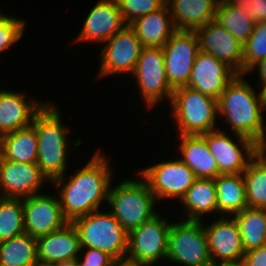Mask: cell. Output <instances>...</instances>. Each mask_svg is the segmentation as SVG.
<instances>
[{
    "mask_svg": "<svg viewBox=\"0 0 266 266\" xmlns=\"http://www.w3.org/2000/svg\"><path fill=\"white\" fill-rule=\"evenodd\" d=\"M126 24L162 8L166 0H116Z\"/></svg>",
    "mask_w": 266,
    "mask_h": 266,
    "instance_id": "cell-35",
    "label": "cell"
},
{
    "mask_svg": "<svg viewBox=\"0 0 266 266\" xmlns=\"http://www.w3.org/2000/svg\"><path fill=\"white\" fill-rule=\"evenodd\" d=\"M259 88H260L261 100L263 102V107L266 112V84L262 85Z\"/></svg>",
    "mask_w": 266,
    "mask_h": 266,
    "instance_id": "cell-42",
    "label": "cell"
},
{
    "mask_svg": "<svg viewBox=\"0 0 266 266\" xmlns=\"http://www.w3.org/2000/svg\"><path fill=\"white\" fill-rule=\"evenodd\" d=\"M171 117L177 135H203L217 127V100L188 86L174 89L170 100Z\"/></svg>",
    "mask_w": 266,
    "mask_h": 266,
    "instance_id": "cell-5",
    "label": "cell"
},
{
    "mask_svg": "<svg viewBox=\"0 0 266 266\" xmlns=\"http://www.w3.org/2000/svg\"><path fill=\"white\" fill-rule=\"evenodd\" d=\"M155 215L128 232L126 261L135 266H154L160 260H166L168 237L172 222Z\"/></svg>",
    "mask_w": 266,
    "mask_h": 266,
    "instance_id": "cell-8",
    "label": "cell"
},
{
    "mask_svg": "<svg viewBox=\"0 0 266 266\" xmlns=\"http://www.w3.org/2000/svg\"><path fill=\"white\" fill-rule=\"evenodd\" d=\"M96 210L74 219L81 247L104 251L116 261L126 259L128 232L110 211Z\"/></svg>",
    "mask_w": 266,
    "mask_h": 266,
    "instance_id": "cell-6",
    "label": "cell"
},
{
    "mask_svg": "<svg viewBox=\"0 0 266 266\" xmlns=\"http://www.w3.org/2000/svg\"><path fill=\"white\" fill-rule=\"evenodd\" d=\"M126 25L116 0H99L84 20L74 43L104 44Z\"/></svg>",
    "mask_w": 266,
    "mask_h": 266,
    "instance_id": "cell-18",
    "label": "cell"
},
{
    "mask_svg": "<svg viewBox=\"0 0 266 266\" xmlns=\"http://www.w3.org/2000/svg\"><path fill=\"white\" fill-rule=\"evenodd\" d=\"M235 7L245 10L255 23L266 22V0H229Z\"/></svg>",
    "mask_w": 266,
    "mask_h": 266,
    "instance_id": "cell-37",
    "label": "cell"
},
{
    "mask_svg": "<svg viewBox=\"0 0 266 266\" xmlns=\"http://www.w3.org/2000/svg\"><path fill=\"white\" fill-rule=\"evenodd\" d=\"M36 241L38 262L75 260L80 254L79 235L71 222L48 235L37 238Z\"/></svg>",
    "mask_w": 266,
    "mask_h": 266,
    "instance_id": "cell-21",
    "label": "cell"
},
{
    "mask_svg": "<svg viewBox=\"0 0 266 266\" xmlns=\"http://www.w3.org/2000/svg\"><path fill=\"white\" fill-rule=\"evenodd\" d=\"M214 266H246L243 260L241 261H236V262H225V263H220Z\"/></svg>",
    "mask_w": 266,
    "mask_h": 266,
    "instance_id": "cell-43",
    "label": "cell"
},
{
    "mask_svg": "<svg viewBox=\"0 0 266 266\" xmlns=\"http://www.w3.org/2000/svg\"><path fill=\"white\" fill-rule=\"evenodd\" d=\"M184 207L181 219L203 221L202 216L212 213L217 216V192L214 179L196 178L180 202Z\"/></svg>",
    "mask_w": 266,
    "mask_h": 266,
    "instance_id": "cell-25",
    "label": "cell"
},
{
    "mask_svg": "<svg viewBox=\"0 0 266 266\" xmlns=\"http://www.w3.org/2000/svg\"><path fill=\"white\" fill-rule=\"evenodd\" d=\"M257 152H266V127L260 140L256 143Z\"/></svg>",
    "mask_w": 266,
    "mask_h": 266,
    "instance_id": "cell-40",
    "label": "cell"
},
{
    "mask_svg": "<svg viewBox=\"0 0 266 266\" xmlns=\"http://www.w3.org/2000/svg\"><path fill=\"white\" fill-rule=\"evenodd\" d=\"M230 134H233L232 138ZM230 134L227 130L219 128L201 135L217 161L218 175L243 173L257 154L256 143L252 139L234 133Z\"/></svg>",
    "mask_w": 266,
    "mask_h": 266,
    "instance_id": "cell-10",
    "label": "cell"
},
{
    "mask_svg": "<svg viewBox=\"0 0 266 266\" xmlns=\"http://www.w3.org/2000/svg\"><path fill=\"white\" fill-rule=\"evenodd\" d=\"M39 193L23 199L24 229L33 238L48 235L62 228L68 221L64 218L59 198Z\"/></svg>",
    "mask_w": 266,
    "mask_h": 266,
    "instance_id": "cell-14",
    "label": "cell"
},
{
    "mask_svg": "<svg viewBox=\"0 0 266 266\" xmlns=\"http://www.w3.org/2000/svg\"><path fill=\"white\" fill-rule=\"evenodd\" d=\"M266 57V22L255 23L251 36L243 44V74Z\"/></svg>",
    "mask_w": 266,
    "mask_h": 266,
    "instance_id": "cell-33",
    "label": "cell"
},
{
    "mask_svg": "<svg viewBox=\"0 0 266 266\" xmlns=\"http://www.w3.org/2000/svg\"><path fill=\"white\" fill-rule=\"evenodd\" d=\"M219 0H166L173 24L179 31H196L215 20Z\"/></svg>",
    "mask_w": 266,
    "mask_h": 266,
    "instance_id": "cell-22",
    "label": "cell"
},
{
    "mask_svg": "<svg viewBox=\"0 0 266 266\" xmlns=\"http://www.w3.org/2000/svg\"><path fill=\"white\" fill-rule=\"evenodd\" d=\"M143 47H163L177 31L167 4L129 24Z\"/></svg>",
    "mask_w": 266,
    "mask_h": 266,
    "instance_id": "cell-24",
    "label": "cell"
},
{
    "mask_svg": "<svg viewBox=\"0 0 266 266\" xmlns=\"http://www.w3.org/2000/svg\"><path fill=\"white\" fill-rule=\"evenodd\" d=\"M115 261L108 253L91 247H81L77 258L79 266H111Z\"/></svg>",
    "mask_w": 266,
    "mask_h": 266,
    "instance_id": "cell-36",
    "label": "cell"
},
{
    "mask_svg": "<svg viewBox=\"0 0 266 266\" xmlns=\"http://www.w3.org/2000/svg\"><path fill=\"white\" fill-rule=\"evenodd\" d=\"M233 217L238 224L245 253L266 245V208L246 207Z\"/></svg>",
    "mask_w": 266,
    "mask_h": 266,
    "instance_id": "cell-28",
    "label": "cell"
},
{
    "mask_svg": "<svg viewBox=\"0 0 266 266\" xmlns=\"http://www.w3.org/2000/svg\"><path fill=\"white\" fill-rule=\"evenodd\" d=\"M36 266H56L55 263H42V262H38V264Z\"/></svg>",
    "mask_w": 266,
    "mask_h": 266,
    "instance_id": "cell-45",
    "label": "cell"
},
{
    "mask_svg": "<svg viewBox=\"0 0 266 266\" xmlns=\"http://www.w3.org/2000/svg\"><path fill=\"white\" fill-rule=\"evenodd\" d=\"M257 154L261 157L266 159V152H257Z\"/></svg>",
    "mask_w": 266,
    "mask_h": 266,
    "instance_id": "cell-46",
    "label": "cell"
},
{
    "mask_svg": "<svg viewBox=\"0 0 266 266\" xmlns=\"http://www.w3.org/2000/svg\"><path fill=\"white\" fill-rule=\"evenodd\" d=\"M237 74L217 99L218 116L227 122L232 133L245 136L257 143L265 129V110L260 91ZM258 92V93H257Z\"/></svg>",
    "mask_w": 266,
    "mask_h": 266,
    "instance_id": "cell-2",
    "label": "cell"
},
{
    "mask_svg": "<svg viewBox=\"0 0 266 266\" xmlns=\"http://www.w3.org/2000/svg\"><path fill=\"white\" fill-rule=\"evenodd\" d=\"M166 76L174 90L187 86L199 52V41L195 31L177 30L163 46Z\"/></svg>",
    "mask_w": 266,
    "mask_h": 266,
    "instance_id": "cell-13",
    "label": "cell"
},
{
    "mask_svg": "<svg viewBox=\"0 0 266 266\" xmlns=\"http://www.w3.org/2000/svg\"><path fill=\"white\" fill-rule=\"evenodd\" d=\"M214 182L217 192V216H233L248 207L242 173L218 175Z\"/></svg>",
    "mask_w": 266,
    "mask_h": 266,
    "instance_id": "cell-26",
    "label": "cell"
},
{
    "mask_svg": "<svg viewBox=\"0 0 266 266\" xmlns=\"http://www.w3.org/2000/svg\"><path fill=\"white\" fill-rule=\"evenodd\" d=\"M37 241L23 232L0 242V266H36Z\"/></svg>",
    "mask_w": 266,
    "mask_h": 266,
    "instance_id": "cell-29",
    "label": "cell"
},
{
    "mask_svg": "<svg viewBox=\"0 0 266 266\" xmlns=\"http://www.w3.org/2000/svg\"><path fill=\"white\" fill-rule=\"evenodd\" d=\"M167 261L183 266H213L202 221L181 219L171 224Z\"/></svg>",
    "mask_w": 266,
    "mask_h": 266,
    "instance_id": "cell-7",
    "label": "cell"
},
{
    "mask_svg": "<svg viewBox=\"0 0 266 266\" xmlns=\"http://www.w3.org/2000/svg\"><path fill=\"white\" fill-rule=\"evenodd\" d=\"M14 15L4 14L0 9V53L8 51L24 35L26 21Z\"/></svg>",
    "mask_w": 266,
    "mask_h": 266,
    "instance_id": "cell-34",
    "label": "cell"
},
{
    "mask_svg": "<svg viewBox=\"0 0 266 266\" xmlns=\"http://www.w3.org/2000/svg\"><path fill=\"white\" fill-rule=\"evenodd\" d=\"M3 159L20 163H37V134L32 126L0 136Z\"/></svg>",
    "mask_w": 266,
    "mask_h": 266,
    "instance_id": "cell-27",
    "label": "cell"
},
{
    "mask_svg": "<svg viewBox=\"0 0 266 266\" xmlns=\"http://www.w3.org/2000/svg\"><path fill=\"white\" fill-rule=\"evenodd\" d=\"M242 260L246 266H266V245L246 252Z\"/></svg>",
    "mask_w": 266,
    "mask_h": 266,
    "instance_id": "cell-38",
    "label": "cell"
},
{
    "mask_svg": "<svg viewBox=\"0 0 266 266\" xmlns=\"http://www.w3.org/2000/svg\"><path fill=\"white\" fill-rule=\"evenodd\" d=\"M199 51L208 53L243 74V45L217 21L212 20L195 31Z\"/></svg>",
    "mask_w": 266,
    "mask_h": 266,
    "instance_id": "cell-17",
    "label": "cell"
},
{
    "mask_svg": "<svg viewBox=\"0 0 266 266\" xmlns=\"http://www.w3.org/2000/svg\"><path fill=\"white\" fill-rule=\"evenodd\" d=\"M180 139L179 159L194 173L196 178L215 179L218 164L201 135H176Z\"/></svg>",
    "mask_w": 266,
    "mask_h": 266,
    "instance_id": "cell-23",
    "label": "cell"
},
{
    "mask_svg": "<svg viewBox=\"0 0 266 266\" xmlns=\"http://www.w3.org/2000/svg\"><path fill=\"white\" fill-rule=\"evenodd\" d=\"M2 159H3V155H2V150L0 148V165H1Z\"/></svg>",
    "mask_w": 266,
    "mask_h": 266,
    "instance_id": "cell-47",
    "label": "cell"
},
{
    "mask_svg": "<svg viewBox=\"0 0 266 266\" xmlns=\"http://www.w3.org/2000/svg\"><path fill=\"white\" fill-rule=\"evenodd\" d=\"M56 266H79L77 259L55 262Z\"/></svg>",
    "mask_w": 266,
    "mask_h": 266,
    "instance_id": "cell-41",
    "label": "cell"
},
{
    "mask_svg": "<svg viewBox=\"0 0 266 266\" xmlns=\"http://www.w3.org/2000/svg\"><path fill=\"white\" fill-rule=\"evenodd\" d=\"M45 183L49 185L51 182L37 164L2 159L0 165V197L28 198L42 193L40 189Z\"/></svg>",
    "mask_w": 266,
    "mask_h": 266,
    "instance_id": "cell-15",
    "label": "cell"
},
{
    "mask_svg": "<svg viewBox=\"0 0 266 266\" xmlns=\"http://www.w3.org/2000/svg\"><path fill=\"white\" fill-rule=\"evenodd\" d=\"M103 46L96 78H106L120 73L132 75L143 48L134 29L126 24Z\"/></svg>",
    "mask_w": 266,
    "mask_h": 266,
    "instance_id": "cell-12",
    "label": "cell"
},
{
    "mask_svg": "<svg viewBox=\"0 0 266 266\" xmlns=\"http://www.w3.org/2000/svg\"><path fill=\"white\" fill-rule=\"evenodd\" d=\"M111 266H135V265L130 263L129 261L122 260V261H115Z\"/></svg>",
    "mask_w": 266,
    "mask_h": 266,
    "instance_id": "cell-44",
    "label": "cell"
},
{
    "mask_svg": "<svg viewBox=\"0 0 266 266\" xmlns=\"http://www.w3.org/2000/svg\"><path fill=\"white\" fill-rule=\"evenodd\" d=\"M132 76L147 110L163 100L169 104L174 90L166 76L163 47H143Z\"/></svg>",
    "mask_w": 266,
    "mask_h": 266,
    "instance_id": "cell-9",
    "label": "cell"
},
{
    "mask_svg": "<svg viewBox=\"0 0 266 266\" xmlns=\"http://www.w3.org/2000/svg\"><path fill=\"white\" fill-rule=\"evenodd\" d=\"M216 218L210 225L203 222L213 266L241 261L245 252L234 217L218 216Z\"/></svg>",
    "mask_w": 266,
    "mask_h": 266,
    "instance_id": "cell-16",
    "label": "cell"
},
{
    "mask_svg": "<svg viewBox=\"0 0 266 266\" xmlns=\"http://www.w3.org/2000/svg\"><path fill=\"white\" fill-rule=\"evenodd\" d=\"M237 73L211 54L199 51L188 81V87L216 100Z\"/></svg>",
    "mask_w": 266,
    "mask_h": 266,
    "instance_id": "cell-19",
    "label": "cell"
},
{
    "mask_svg": "<svg viewBox=\"0 0 266 266\" xmlns=\"http://www.w3.org/2000/svg\"><path fill=\"white\" fill-rule=\"evenodd\" d=\"M254 71H257L258 74L256 73L257 76H259V81L257 85L258 87L266 84V57L264 59H262L261 61H259L258 63H256L255 65H253L247 72L245 75L248 74H253Z\"/></svg>",
    "mask_w": 266,
    "mask_h": 266,
    "instance_id": "cell-39",
    "label": "cell"
},
{
    "mask_svg": "<svg viewBox=\"0 0 266 266\" xmlns=\"http://www.w3.org/2000/svg\"><path fill=\"white\" fill-rule=\"evenodd\" d=\"M23 232V199L0 197V242Z\"/></svg>",
    "mask_w": 266,
    "mask_h": 266,
    "instance_id": "cell-32",
    "label": "cell"
},
{
    "mask_svg": "<svg viewBox=\"0 0 266 266\" xmlns=\"http://www.w3.org/2000/svg\"><path fill=\"white\" fill-rule=\"evenodd\" d=\"M138 174L148 183L157 201L175 198L180 202L196 180L193 171L179 158L159 161Z\"/></svg>",
    "mask_w": 266,
    "mask_h": 266,
    "instance_id": "cell-11",
    "label": "cell"
},
{
    "mask_svg": "<svg viewBox=\"0 0 266 266\" xmlns=\"http://www.w3.org/2000/svg\"><path fill=\"white\" fill-rule=\"evenodd\" d=\"M242 175L248 207L266 208V159L256 154Z\"/></svg>",
    "mask_w": 266,
    "mask_h": 266,
    "instance_id": "cell-31",
    "label": "cell"
},
{
    "mask_svg": "<svg viewBox=\"0 0 266 266\" xmlns=\"http://www.w3.org/2000/svg\"><path fill=\"white\" fill-rule=\"evenodd\" d=\"M104 155L105 152L102 154V151L93 153L91 159L75 171L74 175L68 176L66 173L51 182L57 191L63 216L68 222L100 210L102 203L107 204L114 174Z\"/></svg>",
    "mask_w": 266,
    "mask_h": 266,
    "instance_id": "cell-1",
    "label": "cell"
},
{
    "mask_svg": "<svg viewBox=\"0 0 266 266\" xmlns=\"http://www.w3.org/2000/svg\"><path fill=\"white\" fill-rule=\"evenodd\" d=\"M57 103L49 101L34 117L32 127L37 134V166L50 182L64 176L68 167L70 138L69 125L62 123L61 111ZM70 147V148H69Z\"/></svg>",
    "mask_w": 266,
    "mask_h": 266,
    "instance_id": "cell-3",
    "label": "cell"
},
{
    "mask_svg": "<svg viewBox=\"0 0 266 266\" xmlns=\"http://www.w3.org/2000/svg\"><path fill=\"white\" fill-rule=\"evenodd\" d=\"M215 21L222 25L242 45L251 36L255 21L245 10L235 7L229 0L219 1Z\"/></svg>",
    "mask_w": 266,
    "mask_h": 266,
    "instance_id": "cell-30",
    "label": "cell"
},
{
    "mask_svg": "<svg viewBox=\"0 0 266 266\" xmlns=\"http://www.w3.org/2000/svg\"><path fill=\"white\" fill-rule=\"evenodd\" d=\"M35 100L20 91L0 90V136L32 125L34 117L48 103Z\"/></svg>",
    "mask_w": 266,
    "mask_h": 266,
    "instance_id": "cell-20",
    "label": "cell"
},
{
    "mask_svg": "<svg viewBox=\"0 0 266 266\" xmlns=\"http://www.w3.org/2000/svg\"><path fill=\"white\" fill-rule=\"evenodd\" d=\"M138 176L139 179H124L115 186L111 183L108 191L110 212L127 232L158 214L155 195L148 183Z\"/></svg>",
    "mask_w": 266,
    "mask_h": 266,
    "instance_id": "cell-4",
    "label": "cell"
}]
</instances>
